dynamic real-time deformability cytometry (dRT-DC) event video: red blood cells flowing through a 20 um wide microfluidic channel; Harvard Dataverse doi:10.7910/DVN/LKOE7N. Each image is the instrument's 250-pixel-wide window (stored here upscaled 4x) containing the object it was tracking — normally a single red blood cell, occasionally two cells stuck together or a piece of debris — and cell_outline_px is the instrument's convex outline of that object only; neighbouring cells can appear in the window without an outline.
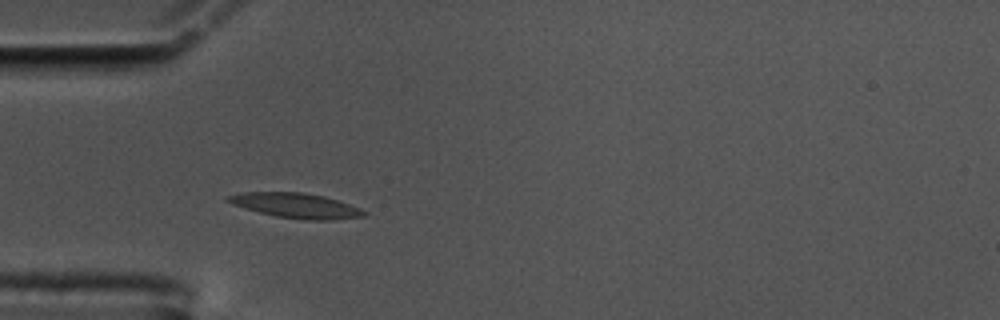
{"species": "common noctule bat (a hibernating species)", "species_latin": "Nyctalus noctula", "temperature_condition": "cold", "stored_images_in_passage": 42, "camera_frame_rate_fps": 3000, "um_per_image_px": 0.085, "animal": {"sex": "male", "body_mass_g": 17.5, "forearm_length_mm": 52.3}, "frame": {"image": 1, "passage_image": 1, "time_ms": 0.0, "image_size_px": [1000, 320], "cell_outline_px": [[368, 212], [364, 216], [328, 220], [304, 220], [276, 216], [244, 208], [232, 204], [224, 200], [224, 196], [244, 192], [304, 192], [324, 196], [360, 208]], "centroid_in_image_um": [25.11, 17.46], "position_along_channel_um": 59.9, "area_um2": 19.71}}
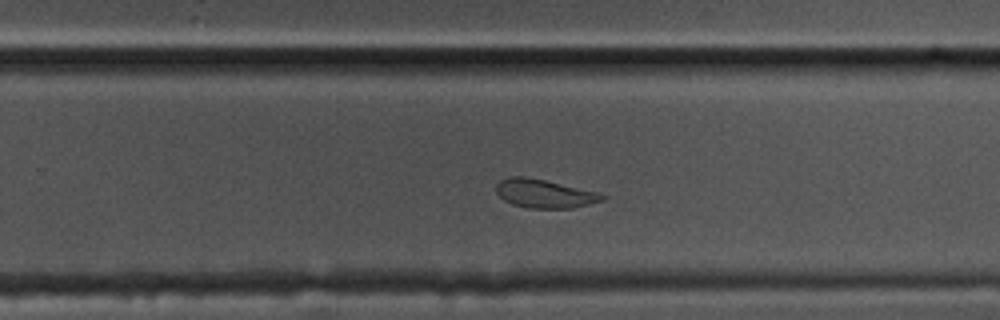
{"frame": {"image": 2, "passage_image": 21, "time_ms": 6.667, "image_size_px": [1000, 320], "cell_outline_px": [[608, 196], [604, 200], [572, 208], [528, 208], [512, 204], [504, 200], [496, 192], [496, 184], [500, 180], [508, 176], [524, 176], [544, 180], [600, 192]], "centroid_in_image_um": [46.29, 16.45], "position_along_channel_um": 283.5, "area_um2": 17.74}}
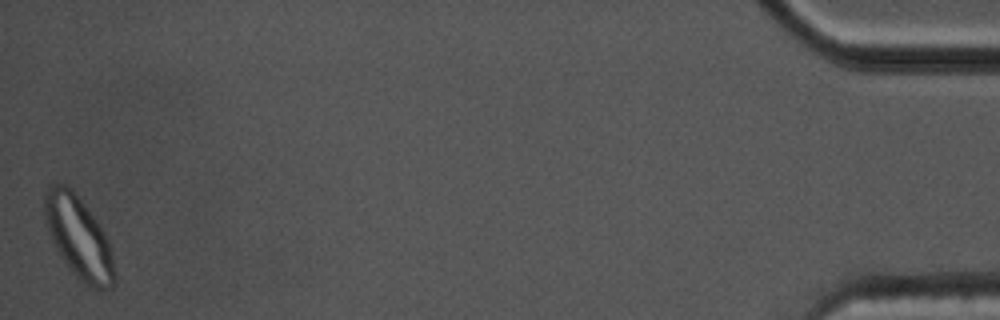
{"frame": {"image": 3, "passage_image": 42, "time_ms": 13.667, "image_size_px": [1000, 320], "cell_outline_px": [[116, 284], [112, 288], [92, 288], [76, 276], [72, 272], [56, 248], [48, 232], [44, 216], [44, 192], [48, 184], [64, 184], [72, 188], [100, 224], [112, 248], [116, 276]], "centroid_in_image_um": [6.7, 20.16], "position_along_channel_um": 428.5, "area_um2": 33.64}, "authors_computed_cell_mechanics": {"area_um2": 18.4382, "velocity_mm_per_s": 3.4033, "shape_relaxation_time_tau1_ms": 7.1866, "shape_relaxation_time_tau2_ms": 3.9105, "deformation_change_tau1": 0.2111, "deformation_change_tau2": 0.0775}}